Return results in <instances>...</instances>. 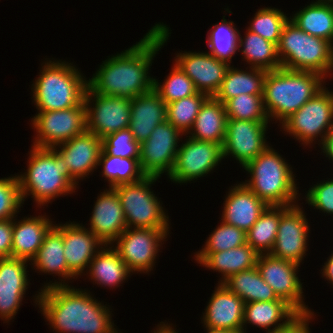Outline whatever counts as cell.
<instances>
[{
  "instance_id": "277c9868",
  "label": "cell",
  "mask_w": 333,
  "mask_h": 333,
  "mask_svg": "<svg viewBox=\"0 0 333 333\" xmlns=\"http://www.w3.org/2000/svg\"><path fill=\"white\" fill-rule=\"evenodd\" d=\"M325 80L322 75L310 71L284 68L267 71L263 101L269 120L275 119L282 124L325 87Z\"/></svg>"
},
{
  "instance_id": "1f68e13d",
  "label": "cell",
  "mask_w": 333,
  "mask_h": 333,
  "mask_svg": "<svg viewBox=\"0 0 333 333\" xmlns=\"http://www.w3.org/2000/svg\"><path fill=\"white\" fill-rule=\"evenodd\" d=\"M246 70L230 65L215 98L225 104L240 94L263 95L267 70L249 67Z\"/></svg>"
},
{
  "instance_id": "2e32d148",
  "label": "cell",
  "mask_w": 333,
  "mask_h": 333,
  "mask_svg": "<svg viewBox=\"0 0 333 333\" xmlns=\"http://www.w3.org/2000/svg\"><path fill=\"white\" fill-rule=\"evenodd\" d=\"M269 123L270 121L228 119L222 146L223 159L231 156L242 168L245 167L269 146L265 135Z\"/></svg>"
},
{
  "instance_id": "816d5d0a",
  "label": "cell",
  "mask_w": 333,
  "mask_h": 333,
  "mask_svg": "<svg viewBox=\"0 0 333 333\" xmlns=\"http://www.w3.org/2000/svg\"><path fill=\"white\" fill-rule=\"evenodd\" d=\"M173 324H168V322H160V324L158 323V325L156 326V329L152 332V333H178V331H176V329H174V325Z\"/></svg>"
},
{
  "instance_id": "8d00e7d4",
  "label": "cell",
  "mask_w": 333,
  "mask_h": 333,
  "mask_svg": "<svg viewBox=\"0 0 333 333\" xmlns=\"http://www.w3.org/2000/svg\"><path fill=\"white\" fill-rule=\"evenodd\" d=\"M98 166L103 167L101 175L109 187L133 183L146 176L141 170L139 158L110 156L101 151Z\"/></svg>"
},
{
  "instance_id": "52a82bcc",
  "label": "cell",
  "mask_w": 333,
  "mask_h": 333,
  "mask_svg": "<svg viewBox=\"0 0 333 333\" xmlns=\"http://www.w3.org/2000/svg\"><path fill=\"white\" fill-rule=\"evenodd\" d=\"M277 54L281 68L316 72L326 79L332 73L333 44L304 32L290 19L281 31Z\"/></svg>"
},
{
  "instance_id": "f546056e",
  "label": "cell",
  "mask_w": 333,
  "mask_h": 333,
  "mask_svg": "<svg viewBox=\"0 0 333 333\" xmlns=\"http://www.w3.org/2000/svg\"><path fill=\"white\" fill-rule=\"evenodd\" d=\"M86 273L93 284L110 289L122 286L121 284L132 276V272L111 244H104L90 262Z\"/></svg>"
},
{
  "instance_id": "603a6c76",
  "label": "cell",
  "mask_w": 333,
  "mask_h": 333,
  "mask_svg": "<svg viewBox=\"0 0 333 333\" xmlns=\"http://www.w3.org/2000/svg\"><path fill=\"white\" fill-rule=\"evenodd\" d=\"M88 229L104 244H112L127 228L116 190L109 187L96 198Z\"/></svg>"
},
{
  "instance_id": "d590c367",
  "label": "cell",
  "mask_w": 333,
  "mask_h": 333,
  "mask_svg": "<svg viewBox=\"0 0 333 333\" xmlns=\"http://www.w3.org/2000/svg\"><path fill=\"white\" fill-rule=\"evenodd\" d=\"M290 206H268L246 232L247 244L258 254H269L274 246L280 216Z\"/></svg>"
},
{
  "instance_id": "7402d4cb",
  "label": "cell",
  "mask_w": 333,
  "mask_h": 333,
  "mask_svg": "<svg viewBox=\"0 0 333 333\" xmlns=\"http://www.w3.org/2000/svg\"><path fill=\"white\" fill-rule=\"evenodd\" d=\"M245 302L223 283H217L201 318L204 328L242 333Z\"/></svg>"
},
{
  "instance_id": "7c38bea8",
  "label": "cell",
  "mask_w": 333,
  "mask_h": 333,
  "mask_svg": "<svg viewBox=\"0 0 333 333\" xmlns=\"http://www.w3.org/2000/svg\"><path fill=\"white\" fill-rule=\"evenodd\" d=\"M187 138L180 145L174 167L168 178L177 184H187L205 177L223 160L221 144Z\"/></svg>"
},
{
  "instance_id": "8fae6325",
  "label": "cell",
  "mask_w": 333,
  "mask_h": 333,
  "mask_svg": "<svg viewBox=\"0 0 333 333\" xmlns=\"http://www.w3.org/2000/svg\"><path fill=\"white\" fill-rule=\"evenodd\" d=\"M35 133L32 146L53 148L87 131L84 101L77 107L38 111L31 119Z\"/></svg>"
},
{
  "instance_id": "7bdbcfd3",
  "label": "cell",
  "mask_w": 333,
  "mask_h": 333,
  "mask_svg": "<svg viewBox=\"0 0 333 333\" xmlns=\"http://www.w3.org/2000/svg\"><path fill=\"white\" fill-rule=\"evenodd\" d=\"M247 243L246 232L221 221L211 232L202 249L195 253H215L230 250Z\"/></svg>"
},
{
  "instance_id": "e0dca14e",
  "label": "cell",
  "mask_w": 333,
  "mask_h": 333,
  "mask_svg": "<svg viewBox=\"0 0 333 333\" xmlns=\"http://www.w3.org/2000/svg\"><path fill=\"white\" fill-rule=\"evenodd\" d=\"M303 206H290L281 216L278 233L270 255L303 264L308 249L310 227Z\"/></svg>"
},
{
  "instance_id": "5bb4252c",
  "label": "cell",
  "mask_w": 333,
  "mask_h": 333,
  "mask_svg": "<svg viewBox=\"0 0 333 333\" xmlns=\"http://www.w3.org/2000/svg\"><path fill=\"white\" fill-rule=\"evenodd\" d=\"M87 131L100 139L129 127L131 99L100 95L88 86L85 91Z\"/></svg>"
},
{
  "instance_id": "f6af8a7d",
  "label": "cell",
  "mask_w": 333,
  "mask_h": 333,
  "mask_svg": "<svg viewBox=\"0 0 333 333\" xmlns=\"http://www.w3.org/2000/svg\"><path fill=\"white\" fill-rule=\"evenodd\" d=\"M21 206L23 200L17 175L0 178V220L18 216Z\"/></svg>"
},
{
  "instance_id": "836d02e7",
  "label": "cell",
  "mask_w": 333,
  "mask_h": 333,
  "mask_svg": "<svg viewBox=\"0 0 333 333\" xmlns=\"http://www.w3.org/2000/svg\"><path fill=\"white\" fill-rule=\"evenodd\" d=\"M238 52L249 66L272 71L281 68L277 45L247 30L244 37L239 34Z\"/></svg>"
},
{
  "instance_id": "ac0fdd59",
  "label": "cell",
  "mask_w": 333,
  "mask_h": 333,
  "mask_svg": "<svg viewBox=\"0 0 333 333\" xmlns=\"http://www.w3.org/2000/svg\"><path fill=\"white\" fill-rule=\"evenodd\" d=\"M181 52L176 53L173 61L193 81L198 92L215 96L230 64L219 60L207 51Z\"/></svg>"
},
{
  "instance_id": "c3c4849f",
  "label": "cell",
  "mask_w": 333,
  "mask_h": 333,
  "mask_svg": "<svg viewBox=\"0 0 333 333\" xmlns=\"http://www.w3.org/2000/svg\"><path fill=\"white\" fill-rule=\"evenodd\" d=\"M315 314H301L289 326L270 333H310L309 323L315 319ZM314 317V318H313ZM311 320V321H310Z\"/></svg>"
},
{
  "instance_id": "d6a6232c",
  "label": "cell",
  "mask_w": 333,
  "mask_h": 333,
  "mask_svg": "<svg viewBox=\"0 0 333 333\" xmlns=\"http://www.w3.org/2000/svg\"><path fill=\"white\" fill-rule=\"evenodd\" d=\"M289 19L304 32L333 44V4L312 1Z\"/></svg>"
},
{
  "instance_id": "b9f144b4",
  "label": "cell",
  "mask_w": 333,
  "mask_h": 333,
  "mask_svg": "<svg viewBox=\"0 0 333 333\" xmlns=\"http://www.w3.org/2000/svg\"><path fill=\"white\" fill-rule=\"evenodd\" d=\"M224 105L228 119L270 121L264 107L263 95L240 94Z\"/></svg>"
},
{
  "instance_id": "9c48e42d",
  "label": "cell",
  "mask_w": 333,
  "mask_h": 333,
  "mask_svg": "<svg viewBox=\"0 0 333 333\" xmlns=\"http://www.w3.org/2000/svg\"><path fill=\"white\" fill-rule=\"evenodd\" d=\"M280 125L285 134L302 146H311L317 141L320 145L333 129V91L325 86Z\"/></svg>"
},
{
  "instance_id": "60d3db41",
  "label": "cell",
  "mask_w": 333,
  "mask_h": 333,
  "mask_svg": "<svg viewBox=\"0 0 333 333\" xmlns=\"http://www.w3.org/2000/svg\"><path fill=\"white\" fill-rule=\"evenodd\" d=\"M158 81L154 77L153 89L159 94L166 105L198 92L193 81L175 62H173V67L164 82L161 83Z\"/></svg>"
},
{
  "instance_id": "44dd1931",
  "label": "cell",
  "mask_w": 333,
  "mask_h": 333,
  "mask_svg": "<svg viewBox=\"0 0 333 333\" xmlns=\"http://www.w3.org/2000/svg\"><path fill=\"white\" fill-rule=\"evenodd\" d=\"M54 225L63 233L64 257L68 268L77 277L84 275L104 243L87 227L74 221Z\"/></svg>"
},
{
  "instance_id": "9a60e30c",
  "label": "cell",
  "mask_w": 333,
  "mask_h": 333,
  "mask_svg": "<svg viewBox=\"0 0 333 333\" xmlns=\"http://www.w3.org/2000/svg\"><path fill=\"white\" fill-rule=\"evenodd\" d=\"M256 267L279 298L286 300L300 314L314 313L304 303L303 283L297 275L299 264L270 254H259Z\"/></svg>"
},
{
  "instance_id": "db71d44e",
  "label": "cell",
  "mask_w": 333,
  "mask_h": 333,
  "mask_svg": "<svg viewBox=\"0 0 333 333\" xmlns=\"http://www.w3.org/2000/svg\"><path fill=\"white\" fill-rule=\"evenodd\" d=\"M317 2L325 3V4H333V0H316Z\"/></svg>"
},
{
  "instance_id": "484cf974",
  "label": "cell",
  "mask_w": 333,
  "mask_h": 333,
  "mask_svg": "<svg viewBox=\"0 0 333 333\" xmlns=\"http://www.w3.org/2000/svg\"><path fill=\"white\" fill-rule=\"evenodd\" d=\"M300 315L292 305L283 299L245 303L242 333H247L245 328L247 324L266 329V333L281 330L289 326ZM271 327L273 328L271 329Z\"/></svg>"
},
{
  "instance_id": "4fadbf2b",
  "label": "cell",
  "mask_w": 333,
  "mask_h": 333,
  "mask_svg": "<svg viewBox=\"0 0 333 333\" xmlns=\"http://www.w3.org/2000/svg\"><path fill=\"white\" fill-rule=\"evenodd\" d=\"M182 134L169 121L158 124L149 138L140 143L139 162L146 176H169L176 160ZM181 136V137H180Z\"/></svg>"
},
{
  "instance_id": "83f0119b",
  "label": "cell",
  "mask_w": 333,
  "mask_h": 333,
  "mask_svg": "<svg viewBox=\"0 0 333 333\" xmlns=\"http://www.w3.org/2000/svg\"><path fill=\"white\" fill-rule=\"evenodd\" d=\"M129 129L140 144L147 140L154 128L166 120V103L152 89L131 99Z\"/></svg>"
},
{
  "instance_id": "4dcf8cb0",
  "label": "cell",
  "mask_w": 333,
  "mask_h": 333,
  "mask_svg": "<svg viewBox=\"0 0 333 333\" xmlns=\"http://www.w3.org/2000/svg\"><path fill=\"white\" fill-rule=\"evenodd\" d=\"M227 120L225 105L214 96H209L201 106L194 125L187 135L196 140L213 142L223 146Z\"/></svg>"
},
{
  "instance_id": "3957f363",
  "label": "cell",
  "mask_w": 333,
  "mask_h": 333,
  "mask_svg": "<svg viewBox=\"0 0 333 333\" xmlns=\"http://www.w3.org/2000/svg\"><path fill=\"white\" fill-rule=\"evenodd\" d=\"M27 169L18 174L23 204L28 196L36 207L48 206L57 197L75 193L78 182L70 175L63 158L53 148L31 145Z\"/></svg>"
},
{
  "instance_id": "7dc6e473",
  "label": "cell",
  "mask_w": 333,
  "mask_h": 333,
  "mask_svg": "<svg viewBox=\"0 0 333 333\" xmlns=\"http://www.w3.org/2000/svg\"><path fill=\"white\" fill-rule=\"evenodd\" d=\"M13 219L0 220V258L11 257Z\"/></svg>"
},
{
  "instance_id": "4316f807",
  "label": "cell",
  "mask_w": 333,
  "mask_h": 333,
  "mask_svg": "<svg viewBox=\"0 0 333 333\" xmlns=\"http://www.w3.org/2000/svg\"><path fill=\"white\" fill-rule=\"evenodd\" d=\"M46 216V217H45ZM48 215L26 216L17 221L13 218L11 257L31 261L41 247L45 235L54 226Z\"/></svg>"
},
{
  "instance_id": "f907efd6",
  "label": "cell",
  "mask_w": 333,
  "mask_h": 333,
  "mask_svg": "<svg viewBox=\"0 0 333 333\" xmlns=\"http://www.w3.org/2000/svg\"><path fill=\"white\" fill-rule=\"evenodd\" d=\"M321 274L322 278L325 277L327 281L330 283V285L333 286V252L332 254L327 258V261L324 262V265H322Z\"/></svg>"
},
{
  "instance_id": "30bf717a",
  "label": "cell",
  "mask_w": 333,
  "mask_h": 333,
  "mask_svg": "<svg viewBox=\"0 0 333 333\" xmlns=\"http://www.w3.org/2000/svg\"><path fill=\"white\" fill-rule=\"evenodd\" d=\"M169 233L166 228H126L111 245L133 274H148Z\"/></svg>"
},
{
  "instance_id": "d6986e66",
  "label": "cell",
  "mask_w": 333,
  "mask_h": 333,
  "mask_svg": "<svg viewBox=\"0 0 333 333\" xmlns=\"http://www.w3.org/2000/svg\"><path fill=\"white\" fill-rule=\"evenodd\" d=\"M29 261L15 257L0 258V319L9 323L15 318L30 280Z\"/></svg>"
},
{
  "instance_id": "bcb514c9",
  "label": "cell",
  "mask_w": 333,
  "mask_h": 333,
  "mask_svg": "<svg viewBox=\"0 0 333 333\" xmlns=\"http://www.w3.org/2000/svg\"><path fill=\"white\" fill-rule=\"evenodd\" d=\"M306 204L323 212L326 215H333V179L320 181L310 186L305 193Z\"/></svg>"
},
{
  "instance_id": "ffe728a7",
  "label": "cell",
  "mask_w": 333,
  "mask_h": 333,
  "mask_svg": "<svg viewBox=\"0 0 333 333\" xmlns=\"http://www.w3.org/2000/svg\"><path fill=\"white\" fill-rule=\"evenodd\" d=\"M53 149L63 158L70 175L79 183L98 169L102 141L94 133L86 131Z\"/></svg>"
},
{
  "instance_id": "6da1fadb",
  "label": "cell",
  "mask_w": 333,
  "mask_h": 333,
  "mask_svg": "<svg viewBox=\"0 0 333 333\" xmlns=\"http://www.w3.org/2000/svg\"><path fill=\"white\" fill-rule=\"evenodd\" d=\"M169 28L158 22L135 45L108 56L87 80L88 87L100 95L129 99L151 91L154 78L149 71L154 57L169 39Z\"/></svg>"
},
{
  "instance_id": "681fc988",
  "label": "cell",
  "mask_w": 333,
  "mask_h": 333,
  "mask_svg": "<svg viewBox=\"0 0 333 333\" xmlns=\"http://www.w3.org/2000/svg\"><path fill=\"white\" fill-rule=\"evenodd\" d=\"M319 146L321 147V153L333 161V129L325 135L323 142Z\"/></svg>"
},
{
  "instance_id": "f5cc1de1",
  "label": "cell",
  "mask_w": 333,
  "mask_h": 333,
  "mask_svg": "<svg viewBox=\"0 0 333 333\" xmlns=\"http://www.w3.org/2000/svg\"><path fill=\"white\" fill-rule=\"evenodd\" d=\"M204 329H206L207 333H236L229 330L212 329V328H204Z\"/></svg>"
},
{
  "instance_id": "f1b7e54d",
  "label": "cell",
  "mask_w": 333,
  "mask_h": 333,
  "mask_svg": "<svg viewBox=\"0 0 333 333\" xmlns=\"http://www.w3.org/2000/svg\"><path fill=\"white\" fill-rule=\"evenodd\" d=\"M259 254L249 244L215 253H195L194 259L200 266L218 272L223 283L231 275L256 266Z\"/></svg>"
},
{
  "instance_id": "5b68a950",
  "label": "cell",
  "mask_w": 333,
  "mask_h": 333,
  "mask_svg": "<svg viewBox=\"0 0 333 333\" xmlns=\"http://www.w3.org/2000/svg\"><path fill=\"white\" fill-rule=\"evenodd\" d=\"M243 169L250 175L243 183L268 206L298 204L301 193L293 168L273 147L268 146Z\"/></svg>"
},
{
  "instance_id": "ab89813d",
  "label": "cell",
  "mask_w": 333,
  "mask_h": 333,
  "mask_svg": "<svg viewBox=\"0 0 333 333\" xmlns=\"http://www.w3.org/2000/svg\"><path fill=\"white\" fill-rule=\"evenodd\" d=\"M286 15L288 14L274 7L257 9L246 30L278 45L283 26L289 19Z\"/></svg>"
},
{
  "instance_id": "ee69618b",
  "label": "cell",
  "mask_w": 333,
  "mask_h": 333,
  "mask_svg": "<svg viewBox=\"0 0 333 333\" xmlns=\"http://www.w3.org/2000/svg\"><path fill=\"white\" fill-rule=\"evenodd\" d=\"M102 151L110 156L139 158L140 144L129 128L119 130L101 139Z\"/></svg>"
},
{
  "instance_id": "8992f818",
  "label": "cell",
  "mask_w": 333,
  "mask_h": 333,
  "mask_svg": "<svg viewBox=\"0 0 333 333\" xmlns=\"http://www.w3.org/2000/svg\"><path fill=\"white\" fill-rule=\"evenodd\" d=\"M45 60L31 87L36 109L55 111L80 105L88 86L87 78L71 62Z\"/></svg>"
},
{
  "instance_id": "f35d334b",
  "label": "cell",
  "mask_w": 333,
  "mask_h": 333,
  "mask_svg": "<svg viewBox=\"0 0 333 333\" xmlns=\"http://www.w3.org/2000/svg\"><path fill=\"white\" fill-rule=\"evenodd\" d=\"M208 97L204 93L197 92L189 97L168 103L166 105V120L186 136L192 129L196 116Z\"/></svg>"
},
{
  "instance_id": "e575fe53",
  "label": "cell",
  "mask_w": 333,
  "mask_h": 333,
  "mask_svg": "<svg viewBox=\"0 0 333 333\" xmlns=\"http://www.w3.org/2000/svg\"><path fill=\"white\" fill-rule=\"evenodd\" d=\"M223 284L245 303L281 299L263 280L256 266L231 275Z\"/></svg>"
},
{
  "instance_id": "d4e9b609",
  "label": "cell",
  "mask_w": 333,
  "mask_h": 333,
  "mask_svg": "<svg viewBox=\"0 0 333 333\" xmlns=\"http://www.w3.org/2000/svg\"><path fill=\"white\" fill-rule=\"evenodd\" d=\"M231 187L224 197L221 220L247 232L268 205L243 182Z\"/></svg>"
},
{
  "instance_id": "ba28073f",
  "label": "cell",
  "mask_w": 333,
  "mask_h": 333,
  "mask_svg": "<svg viewBox=\"0 0 333 333\" xmlns=\"http://www.w3.org/2000/svg\"><path fill=\"white\" fill-rule=\"evenodd\" d=\"M158 179L145 176L139 181L113 187L121 201L127 228H166L170 232L169 216L150 188Z\"/></svg>"
},
{
  "instance_id": "74e56055",
  "label": "cell",
  "mask_w": 333,
  "mask_h": 333,
  "mask_svg": "<svg viewBox=\"0 0 333 333\" xmlns=\"http://www.w3.org/2000/svg\"><path fill=\"white\" fill-rule=\"evenodd\" d=\"M234 21L223 19L214 24L207 34L209 53L231 65L232 57L238 52L239 30Z\"/></svg>"
},
{
  "instance_id": "7a4b0ae2",
  "label": "cell",
  "mask_w": 333,
  "mask_h": 333,
  "mask_svg": "<svg viewBox=\"0 0 333 333\" xmlns=\"http://www.w3.org/2000/svg\"><path fill=\"white\" fill-rule=\"evenodd\" d=\"M40 291V292H39ZM33 300L57 333H122L114 328L112 311L90 290L55 286L39 290ZM89 291V292H88Z\"/></svg>"
},
{
  "instance_id": "cb8c5ba5",
  "label": "cell",
  "mask_w": 333,
  "mask_h": 333,
  "mask_svg": "<svg viewBox=\"0 0 333 333\" xmlns=\"http://www.w3.org/2000/svg\"><path fill=\"white\" fill-rule=\"evenodd\" d=\"M30 262L29 264L33 265L31 268L39 273L58 276L59 281L45 282L39 290L55 286H69L68 281L77 279V276L68 268L64 257L63 233L55 225L45 235L41 247Z\"/></svg>"
}]
</instances>
